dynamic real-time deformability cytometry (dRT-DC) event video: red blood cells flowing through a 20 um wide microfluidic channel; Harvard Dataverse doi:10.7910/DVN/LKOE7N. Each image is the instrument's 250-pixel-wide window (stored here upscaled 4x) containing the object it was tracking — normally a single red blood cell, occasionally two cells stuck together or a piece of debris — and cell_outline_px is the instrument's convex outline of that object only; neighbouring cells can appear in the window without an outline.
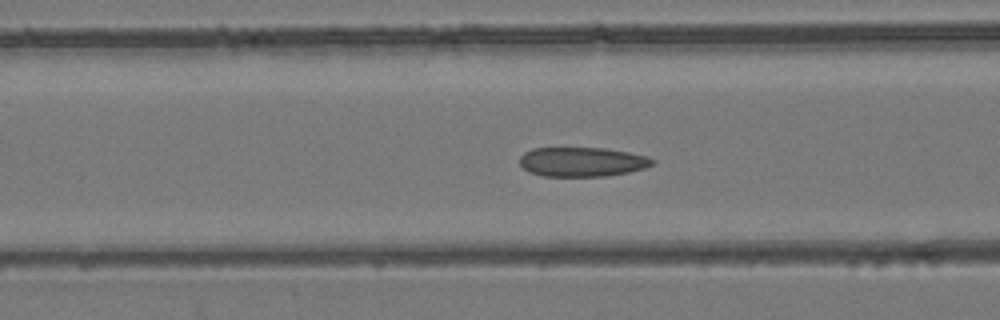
{"species": "common noctule bat (a hibernating species)", "species_latin": "Nyctalus noctula", "temperature_condition": "room temperature", "stored_images_in_passage": 46, "camera_frame_rate_fps": 3000, "um_per_image_px": 0.085, "animal": {"sex": "female", "body_mass_g": 24.6, "forearm_length_mm": 56.2}, "frame": {"image": 1, "passage_image": 21, "time_ms": 6.667, "image_size_px": [1000, 320], "cell_outline_px": [[656, 160], [652, 164], [644, 168], [628, 172], [608, 176], [544, 176], [532, 172], [524, 168], [520, 164], [520, 156], [524, 152], [532, 148], [604, 148], [628, 152], [648, 156]], "centroid_in_image_um": [49.49, 13.75], "position_along_channel_um": 117.1, "area_um2": 22.66}}
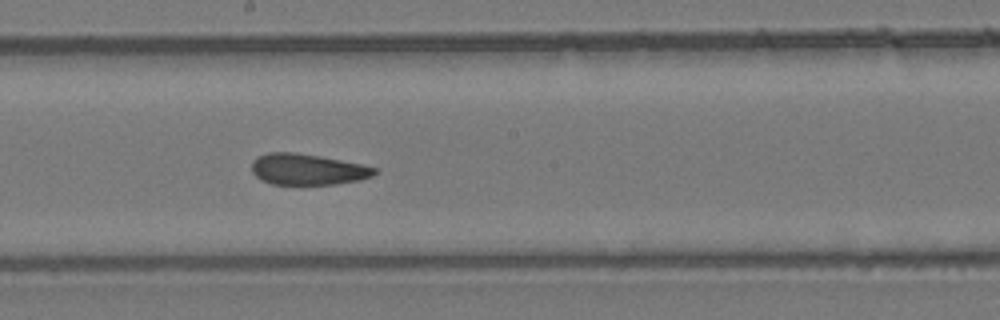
{"frame": {"image": 2, "passage_image": 29, "time_ms": 9.333, "image_size_px": [1000, 320], "cell_outline_px": [[380, 172], [372, 176], [360, 180], [336, 184], [272, 184], [260, 180], [252, 172], [252, 160], [268, 152], [296, 152], [320, 156], [360, 164], [376, 168]], "centroid_in_image_um": [26.14, 14.4], "position_along_channel_um": 222.1, "area_um2": 22.25}}
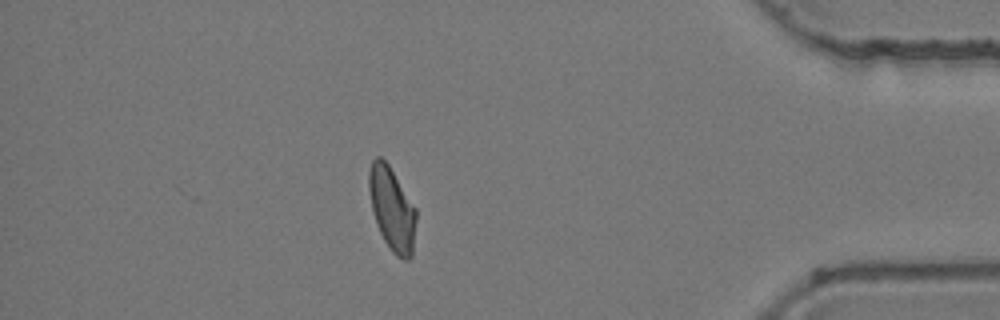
{"frame": {"image": 3, "passage_image": 46, "time_ms": 15.0, "image_size_px": [1000, 320], "cell_outline_px": [[416, 220], [412, 256], [408, 260], [404, 260], [396, 256], [392, 252], [384, 240], [376, 224], [372, 212], [368, 188], [368, 172], [372, 160], [376, 156], [380, 156], [388, 164], [416, 208]], "centroid_in_image_um": [33.3, 17.76], "position_along_channel_um": 401.9, "area_um2": 23.06}, "authors_computed_cell_mechanics": {"area_um2": 23.3801, "velocity_mm_per_s": 3.9278, "shape_relaxation_time_tau1_ms": null, "shape_relaxation_time_tau2_ms": 2.3559, "deformation_change_tau1": null, "deformation_change_tau2": 0.0889}}